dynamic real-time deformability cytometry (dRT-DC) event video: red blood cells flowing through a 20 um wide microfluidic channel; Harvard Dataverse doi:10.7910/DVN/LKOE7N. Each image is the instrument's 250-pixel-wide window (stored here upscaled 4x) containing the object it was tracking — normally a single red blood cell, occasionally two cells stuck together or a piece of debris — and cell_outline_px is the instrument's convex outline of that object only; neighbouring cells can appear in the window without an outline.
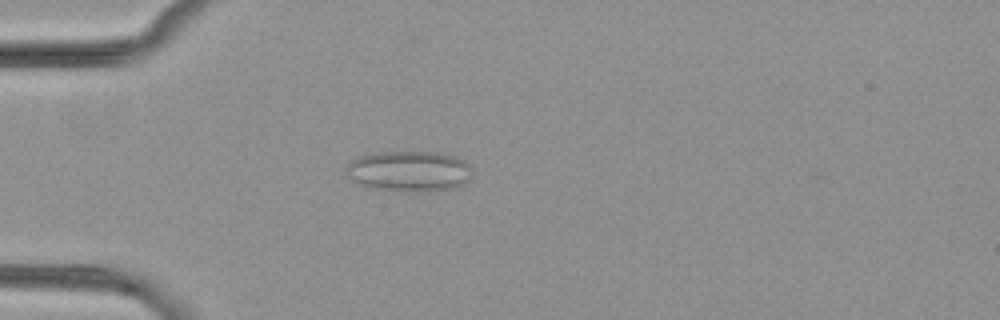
{"species": "common noctule bat (a hibernating species)", "species_latin": "Nyctalus noctula", "temperature_condition": "cold", "stored_images_in_passage": 4, "camera_frame_rate_fps": 3000, "um_per_image_px": 0.085, "animal": {"sex": "female", "body_mass_g": 29.2, "forearm_length_mm": 56.3}, "frame": {"image": 1, "passage_image": 4, "time_ms": 3.667, "image_size_px": [1000, 320], "cell_outline_px": [[472, 176], [464, 184], [456, 188], [376, 188], [360, 184], [348, 176], [344, 168], [352, 160], [360, 156], [376, 152], [436, 152], [456, 156], [464, 160], [472, 168]], "centroid_in_image_um": [34.8, 14.48], "position_along_channel_um": 50.2, "area_um2": 28.73}}